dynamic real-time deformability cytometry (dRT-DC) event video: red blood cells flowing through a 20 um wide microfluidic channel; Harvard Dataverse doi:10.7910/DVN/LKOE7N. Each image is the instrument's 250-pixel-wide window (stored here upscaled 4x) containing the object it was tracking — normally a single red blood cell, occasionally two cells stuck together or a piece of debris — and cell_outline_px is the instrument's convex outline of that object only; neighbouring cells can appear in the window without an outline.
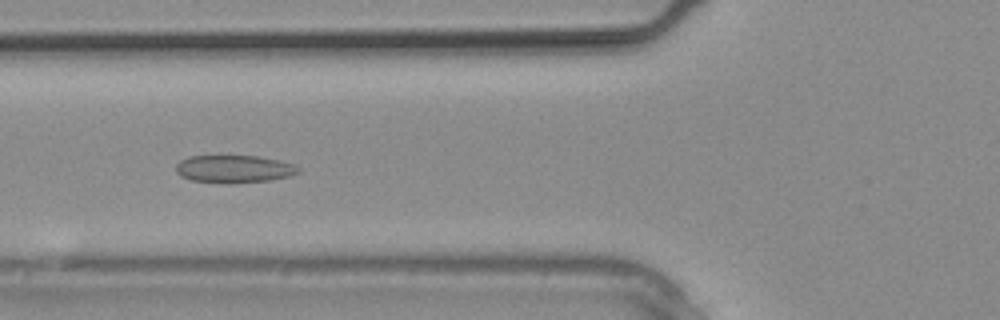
{"species": "common noctule bat (a hibernating species)", "species_latin": "Nyctalus noctula", "temperature_condition": "warm", "stored_images_in_passage": 13, "camera_frame_rate_fps": 3000, "um_per_image_px": 0.085, "animal": {"sex": "male", "body_mass_g": 20.4}, "frame": {"image": 1, "passage_image": 10, "time_ms": 3.0, "image_size_px": [1000, 320], "cell_outline_px": [[300, 172], [288, 176], [268, 180], [192, 180], [180, 176], [176, 172], [176, 164], [180, 160], [188, 156], [256, 156], [280, 160], [292, 164], [300, 168]], "centroid_in_image_um": [19.88, 14.3], "position_along_channel_um": 105.9, "area_um2": 18.61}}